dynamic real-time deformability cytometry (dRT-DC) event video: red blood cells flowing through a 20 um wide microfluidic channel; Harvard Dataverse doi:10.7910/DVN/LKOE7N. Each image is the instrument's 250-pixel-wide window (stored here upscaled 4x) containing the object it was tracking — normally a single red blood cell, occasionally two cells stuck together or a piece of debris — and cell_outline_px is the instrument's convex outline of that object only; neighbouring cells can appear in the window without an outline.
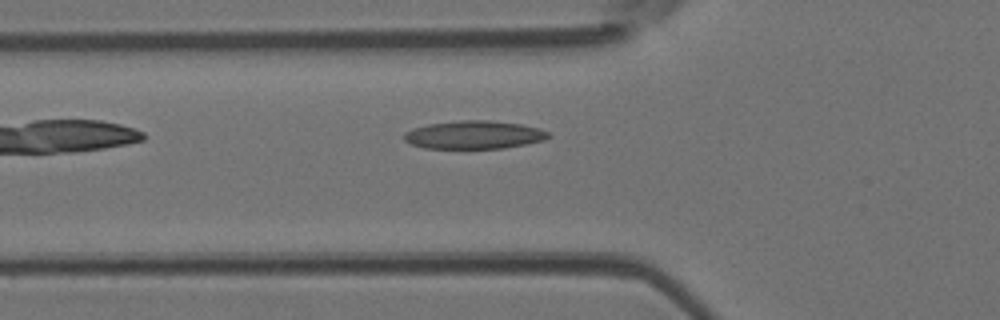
{"species": "Egyptian fruit bat (a non-hibernating species)", "species_latin": "Rousettus aegyptiacus", "temperature_condition": "room temperature", "stored_images_in_passage": 3, "camera_frame_rate_fps": 3000, "um_per_image_px": 0.085, "animal": {"sex": "female"}, "frame": {"image": 1, "passage_image": 3, "time_ms": 0.667, "image_size_px": [1000, 320], "cell_outline_px": [[552, 136], [544, 140], [504, 148], [424, 148], [412, 144], [404, 140], [404, 132], [412, 128], [428, 124], [460, 120], [488, 120], [520, 124], [540, 128], [548, 132]], "centroid_in_image_um": [40.29, 11.45], "position_along_channel_um": 85.5, "area_um2": 23.64}}